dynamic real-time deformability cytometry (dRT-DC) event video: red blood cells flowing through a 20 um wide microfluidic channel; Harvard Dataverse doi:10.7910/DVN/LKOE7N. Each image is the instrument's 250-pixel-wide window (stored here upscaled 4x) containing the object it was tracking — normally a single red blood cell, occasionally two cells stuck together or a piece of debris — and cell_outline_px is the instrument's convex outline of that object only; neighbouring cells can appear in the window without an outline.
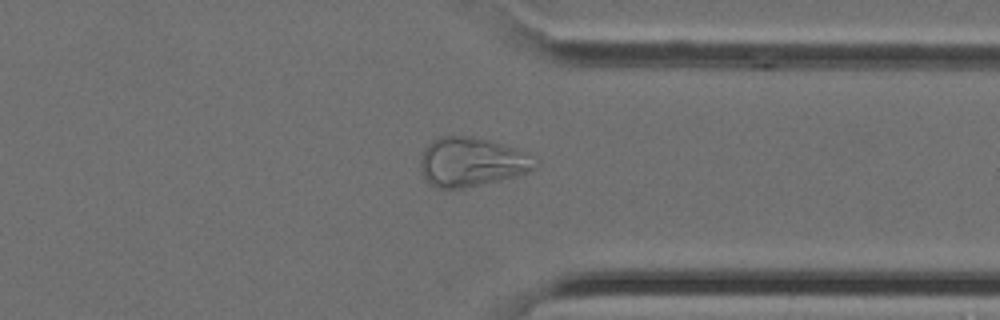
{"species": "Egyptian fruit bat (a non-hibernating species)", "species_latin": "Rousettus aegyptiacus", "temperature_condition": "cold", "stored_images_in_passage": 33, "camera_frame_rate_fps": 3000, "um_per_image_px": 0.085, "animal": {"sex": "female"}, "frame": {"image": 1, "passage_image": 25, "time_ms": 8.0, "image_size_px": [1000, 320], "cell_outline_px": [[540, 164], [536, 168], [528, 172], [516, 176], [464, 188], [436, 188], [428, 184], [420, 168], [420, 156], [424, 148], [432, 140], [440, 136], [472, 136], [488, 140], [516, 148], [540, 160]], "centroid_in_image_um": [40.09, 13.76], "position_along_channel_um": 371.3, "area_um2": 33.12}}
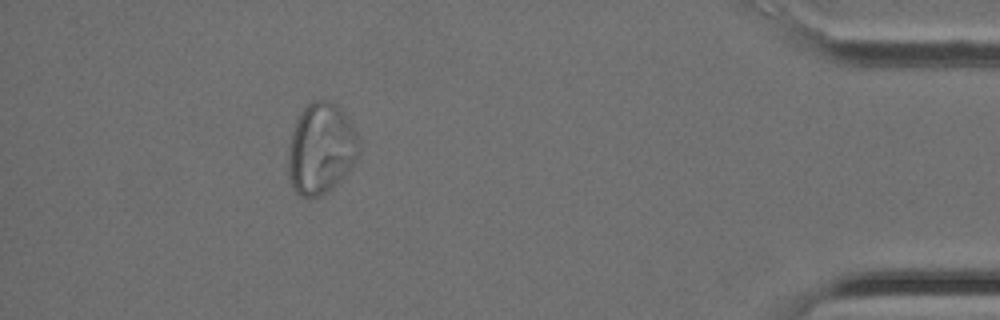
{"frame": {"image": 2, "passage_image": 30, "time_ms": 9.667, "image_size_px": [1000, 320], "cell_outline_px": [[360, 152], [356, 160], [340, 180], [320, 196], [308, 200], [300, 196], [292, 188], [288, 180], [288, 148], [292, 132], [296, 120], [300, 112], [312, 100], [328, 100], [340, 108], [356, 132], [360, 140]], "centroid_in_image_um": [27.26, 12.66], "position_along_channel_um": 407.9, "area_um2": 37.74}}